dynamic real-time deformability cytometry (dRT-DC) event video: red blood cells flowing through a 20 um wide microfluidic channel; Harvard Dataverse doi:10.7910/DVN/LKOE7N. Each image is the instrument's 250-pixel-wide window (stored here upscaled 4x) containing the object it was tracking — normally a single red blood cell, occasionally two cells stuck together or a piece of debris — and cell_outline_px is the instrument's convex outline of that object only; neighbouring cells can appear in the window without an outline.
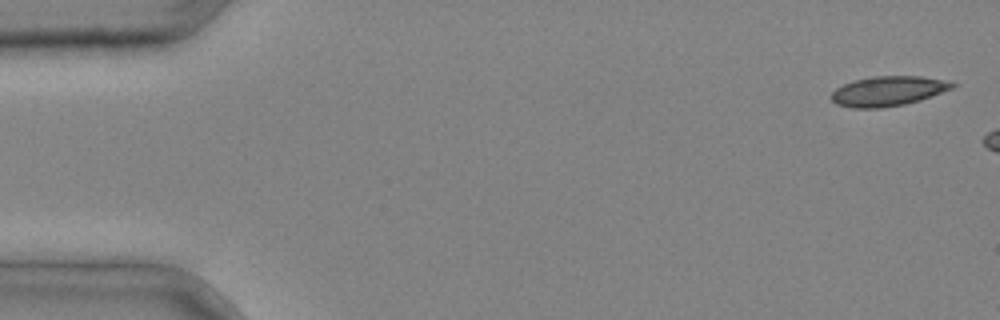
{"species": "common noctule bat (a hibernating species)", "species_latin": "Nyctalus noctula", "temperature_condition": "cold", "stored_images_in_passage": 3, "camera_frame_rate_fps": 3000, "um_per_image_px": 0.085, "animal": {"sex": "male", "body_mass_g": 20.4}, "frame": {"image": 1, "passage_image": 1, "time_ms": 0.0, "image_size_px": [1000, 320], "cell_outline_px": [[956, 84], [952, 88], [932, 96], [920, 100], [904, 104], [880, 108], [852, 108], [836, 104], [832, 100], [832, 92], [836, 88], [844, 84], [856, 80], [872, 76], [920, 76], [944, 80]], "centroid_in_image_um": [75.47, 7.74], "position_along_channel_um": 9.5, "area_um2": 20.81}}